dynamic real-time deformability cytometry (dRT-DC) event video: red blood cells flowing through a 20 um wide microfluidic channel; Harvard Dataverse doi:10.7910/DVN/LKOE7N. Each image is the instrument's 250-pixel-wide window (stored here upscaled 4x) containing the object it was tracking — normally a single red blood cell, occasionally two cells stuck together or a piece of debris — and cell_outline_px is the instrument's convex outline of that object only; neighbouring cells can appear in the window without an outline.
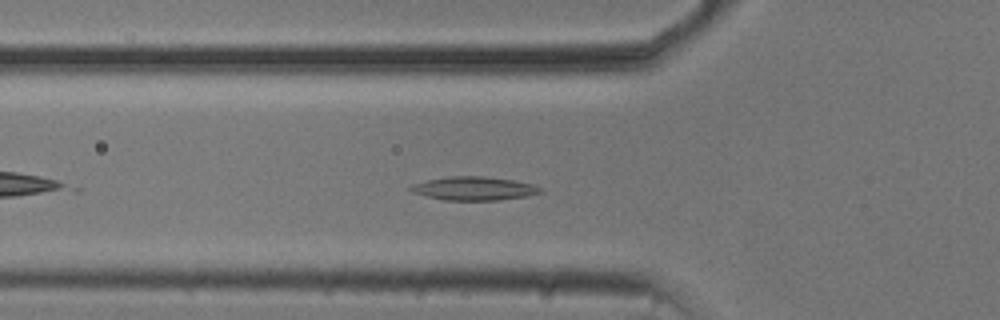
{"species": "common noctule bat (a hibernating species)", "species_latin": "Nyctalus noctula", "temperature_condition": "cold", "stored_images_in_passage": 16, "camera_frame_rate_fps": 3000, "um_per_image_px": 0.085, "animal": {"sex": "male", "body_mass_g": 20.5, "forearm_length_mm": 52.5}, "frame": {"image": 1, "passage_image": 9, "time_ms": 2.667, "image_size_px": [1000, 320], "cell_outline_px": [[544, 192], [528, 196], [496, 200], [444, 200], [412, 192], [408, 188], [412, 184], [428, 180], [448, 176], [484, 176], [512, 180], [532, 184], [540, 188]], "centroid_in_image_um": [40.29, 16.02], "position_along_channel_um": 85.5, "area_um2": 17.69}}
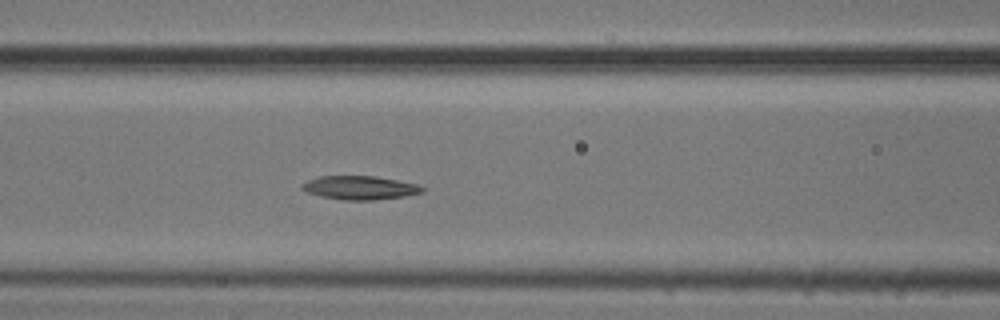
{"frame": {"image": 2, "passage_image": 13, "time_ms": 4.0, "image_size_px": [1000, 320], "cell_outline_px": [[424, 192], [404, 196], [372, 200], [340, 200], [320, 196], [308, 192], [300, 188], [308, 180], [320, 176], [376, 176], [416, 184], [424, 188]], "centroid_in_image_um": [30.58, 15.96], "position_along_channel_um": 136.0, "area_um2": 16.42}}